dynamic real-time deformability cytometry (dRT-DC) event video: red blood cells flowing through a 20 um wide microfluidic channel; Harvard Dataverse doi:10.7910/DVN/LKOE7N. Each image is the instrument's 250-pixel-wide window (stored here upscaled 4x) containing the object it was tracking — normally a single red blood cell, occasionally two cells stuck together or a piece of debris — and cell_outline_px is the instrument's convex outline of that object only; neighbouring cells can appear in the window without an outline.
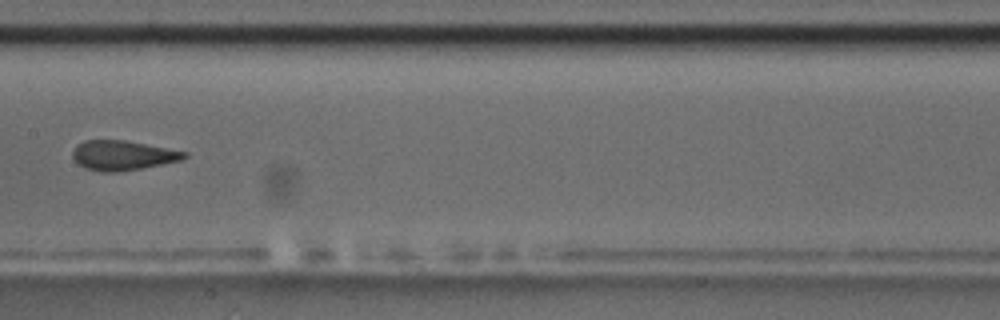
{"species": "common noctule bat (a hibernating species)", "species_latin": "Nyctalus noctula", "temperature_condition": "room temperature", "stored_images_in_passage": 7, "camera_frame_rate_fps": 3000, "um_per_image_px": 0.085, "animal": {"sex": "male", "body_mass_g": 17.5, "forearm_length_mm": 52.3}, "frame": {"image": 1, "passage_image": 7, "time_ms": 7.0, "image_size_px": [1000, 320], "cell_outline_px": [[188, 156], [180, 160], [140, 168], [116, 172], [100, 172], [84, 168], [72, 156], [72, 152], [84, 140], [124, 140], [188, 152]], "centroid_in_image_um": [10.42, 13.21], "position_along_channel_um": 197.0, "area_um2": 18.96}}